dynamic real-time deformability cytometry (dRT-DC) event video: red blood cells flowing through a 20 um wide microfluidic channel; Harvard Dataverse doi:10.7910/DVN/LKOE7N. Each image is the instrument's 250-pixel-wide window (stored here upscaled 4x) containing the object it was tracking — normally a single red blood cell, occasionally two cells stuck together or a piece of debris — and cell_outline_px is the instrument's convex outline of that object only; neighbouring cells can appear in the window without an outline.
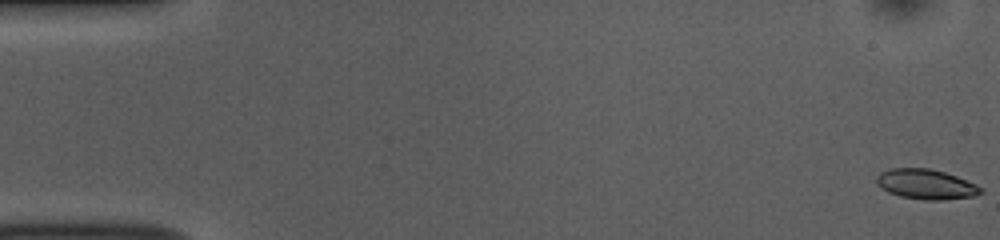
{"species": "common noctule bat (a hibernating species)", "species_latin": "Nyctalus noctula", "temperature_condition": "room temperature", "stored_images_in_passage": 54, "camera_frame_rate_fps": 3000, "um_per_image_px": 0.085, "animal": {"sex": "female", "body_mass_g": 10.0, "forearm_length_mm": 53.1}, "frame": {"image": 1, "passage_image": 1, "time_ms": 0.0, "image_size_px": [1000, 240], "cell_outline_px": [[984, 192], [972, 196], [940, 200], [924, 200], [900, 196], [888, 192], [880, 188], [876, 184], [876, 176], [880, 172], [892, 168], [928, 168], [944, 172], [956, 176], [976, 184]], "centroid_in_image_um": [78.66, 15.66], "position_along_channel_um": 6.3, "area_um2": 18.15}}
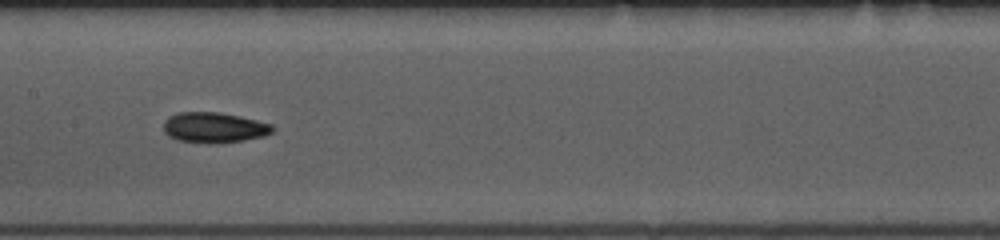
{"frame": {"image": 2, "passage_image": 27, "time_ms": 8.667, "image_size_px": [1000, 240], "cell_outline_px": [[272, 132], [264, 136], [244, 140], [176, 140], [168, 136], [164, 132], [164, 120], [168, 116], [180, 112], [220, 112], [240, 116], [272, 124]], "centroid_in_image_um": [18.18, 10.78], "position_along_channel_um": 189.2, "area_um2": 18.44}}
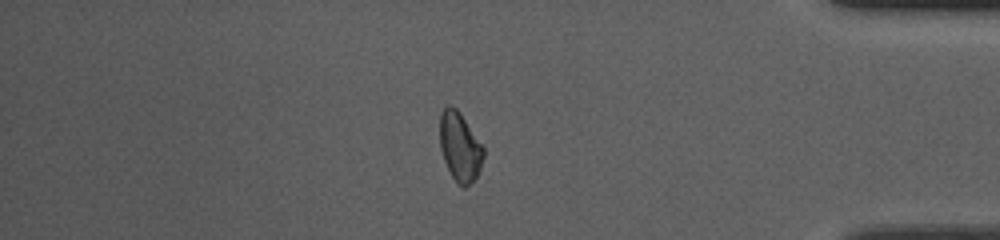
{"frame": {"image": 3, "passage_image": 46, "time_ms": 15.0, "image_size_px": [1000, 240], "cell_outline_px": [[484, 156], [480, 168], [476, 176], [464, 188], [456, 184], [444, 160], [440, 148], [440, 112], [448, 104], [456, 108], [460, 112], [484, 148]], "centroid_in_image_um": [39.07, 12.46], "position_along_channel_um": 396.1, "area_um2": 17.46}, "authors_computed_cell_mechanics": {"area_um2": 18.1781, "velocity_mm_per_s": 3.7554, "shape_relaxation_time_tau1_ms": 6.3788, "shape_relaxation_time_tau2_ms": 11.3996, "deformation_change_tau1": 0.1171, "deformation_change_tau2": 0.1748}}